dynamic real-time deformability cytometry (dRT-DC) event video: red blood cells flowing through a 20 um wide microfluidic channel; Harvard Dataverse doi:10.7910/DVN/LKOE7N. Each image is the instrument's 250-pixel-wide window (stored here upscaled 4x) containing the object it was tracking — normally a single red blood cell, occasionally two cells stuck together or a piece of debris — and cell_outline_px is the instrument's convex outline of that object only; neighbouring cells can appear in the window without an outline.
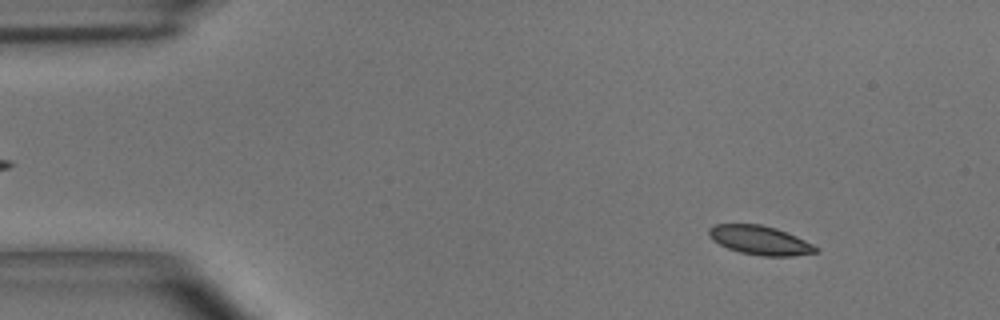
{"species": "common noctule bat (a hibernating species)", "species_latin": "Nyctalus noctula", "temperature_condition": "room temperature", "stored_images_in_passage": 51, "camera_frame_rate_fps": 3000, "um_per_image_px": 0.085, "animal": {"sex": "male", "body_mass_g": 15.6}, "frame": {"image": 1, "passage_image": 6, "time_ms": 1.667, "image_size_px": [1000, 320], "cell_outline_px": [[820, 252], [792, 256], [760, 256], [740, 252], [728, 248], [712, 240], [708, 236], [708, 228], [716, 224], [760, 224], [776, 228], [796, 236], [820, 248]], "centroid_in_image_um": [64.6, 20.42], "position_along_channel_um": 20.4, "area_um2": 18.15}}
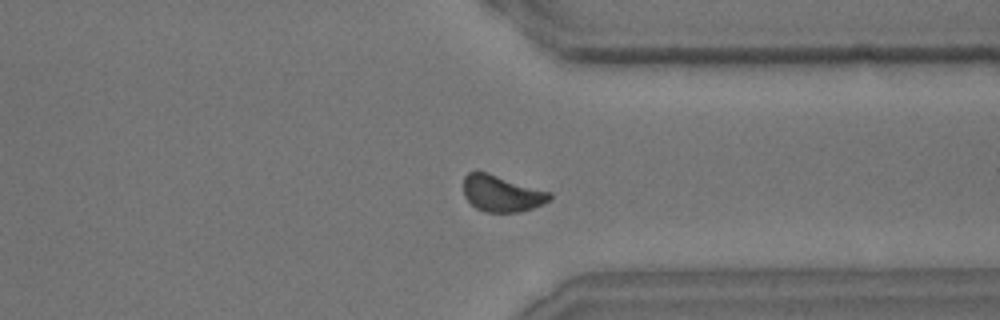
{"frame": {"image": 2, "passage_image": 39, "time_ms": 12.667, "image_size_px": [1000, 320], "cell_outline_px": [[552, 196], [544, 204], [520, 212], [484, 212], [476, 208], [464, 196], [464, 176], [468, 172], [488, 172], [552, 192]], "centroid_in_image_um": [42.66, 16.44], "position_along_channel_um": 368.7, "area_um2": 18.38}}
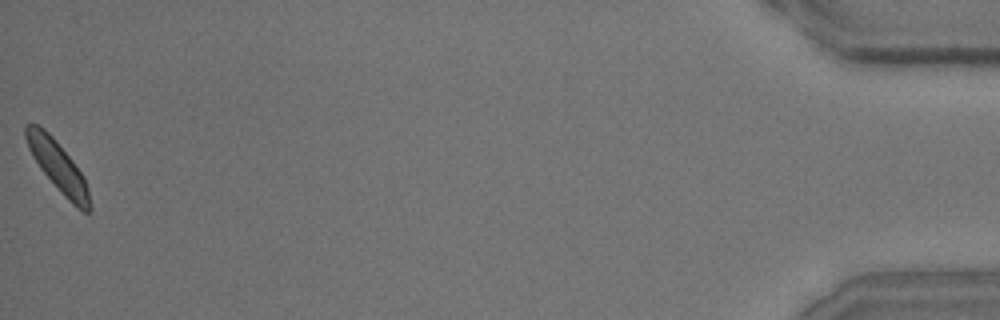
{"frame": {"image": 3, "passage_image": 51, "time_ms": 16.667, "image_size_px": [1000, 320], "cell_outline_px": [[92, 208], [88, 212], [84, 212], [76, 208], [64, 196], [40, 168], [32, 156], [28, 148], [24, 136], [24, 124], [36, 124], [44, 128], [52, 136], [72, 160], [84, 176], [88, 188]], "centroid_in_image_um": [4.92, 14.15], "position_along_channel_um": 430.3, "area_um2": 18.67}, "authors_computed_cell_mechanics": {"area_um2": 18.2648, "velocity_mm_per_s": 3.911, "shape_relaxation_time_tau1_ms": 2.1764, "shape_relaxation_time_tau2_ms": 4.5484, "deformation_change_tau1": 0.0614, "deformation_change_tau2": 0.081}}